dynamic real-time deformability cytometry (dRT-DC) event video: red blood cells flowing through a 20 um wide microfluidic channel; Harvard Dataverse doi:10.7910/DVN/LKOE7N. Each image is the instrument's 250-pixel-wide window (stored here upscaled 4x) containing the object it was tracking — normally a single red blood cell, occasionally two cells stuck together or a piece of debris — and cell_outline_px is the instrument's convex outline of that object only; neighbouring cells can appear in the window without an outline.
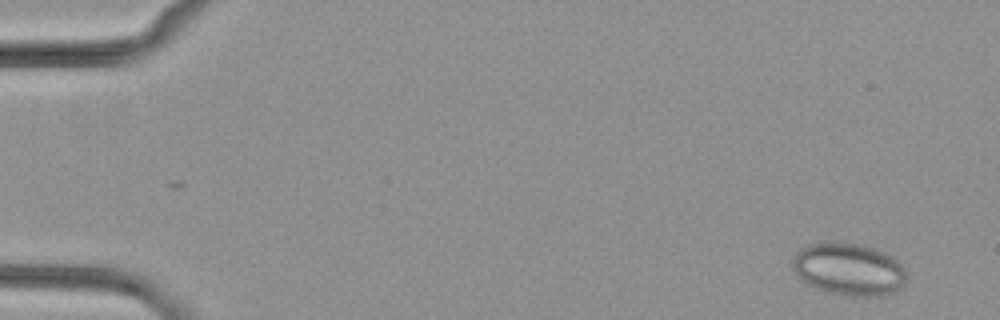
{"species": "common noctule bat (a hibernating species)", "species_latin": "Nyctalus noctula", "temperature_condition": "cold", "stored_images_in_passage": 6, "camera_frame_rate_fps": 3000, "um_per_image_px": 0.085, "animal": {"sex": "female", "body_mass_g": 29.2, "forearm_length_mm": 56.3}, "frame": {"image": 1, "passage_image": 1, "time_ms": 0.0, "image_size_px": [1000, 320], "cell_outline_px": [[908, 280], [896, 292], [884, 296], [848, 296], [824, 292], [808, 284], [792, 268], [792, 260], [796, 252], [800, 248], [812, 244], [856, 244], [872, 248], [884, 252], [892, 256], [904, 268], [908, 276]], "centroid_in_image_um": [72.2, 22.94], "position_along_channel_um": 12.8, "area_um2": 34.56}}
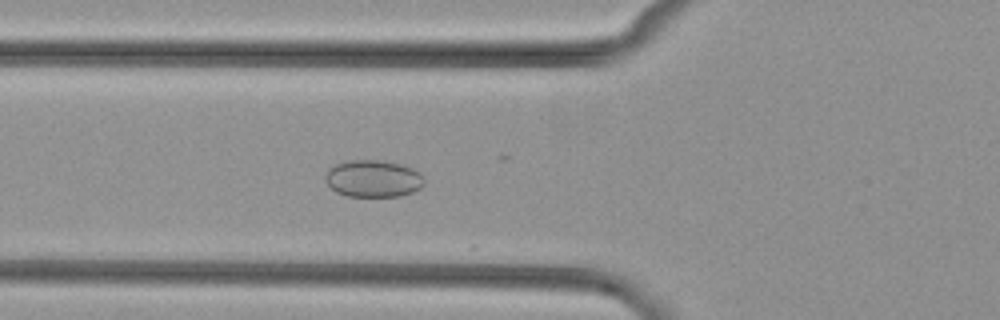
{"frame": {"image": 2, "passage_image": 6, "time_ms": 5.667, "image_size_px": [1000, 320], "cell_outline_px": [[424, 184], [420, 188], [412, 192], [400, 196], [348, 196], [336, 192], [324, 180], [324, 176], [328, 168], [336, 164], [348, 160], [380, 160], [404, 164], [420, 172], [424, 176]], "centroid_in_image_um": [31.73, 15.17], "position_along_channel_um": 94.1, "area_um2": 21.62}}